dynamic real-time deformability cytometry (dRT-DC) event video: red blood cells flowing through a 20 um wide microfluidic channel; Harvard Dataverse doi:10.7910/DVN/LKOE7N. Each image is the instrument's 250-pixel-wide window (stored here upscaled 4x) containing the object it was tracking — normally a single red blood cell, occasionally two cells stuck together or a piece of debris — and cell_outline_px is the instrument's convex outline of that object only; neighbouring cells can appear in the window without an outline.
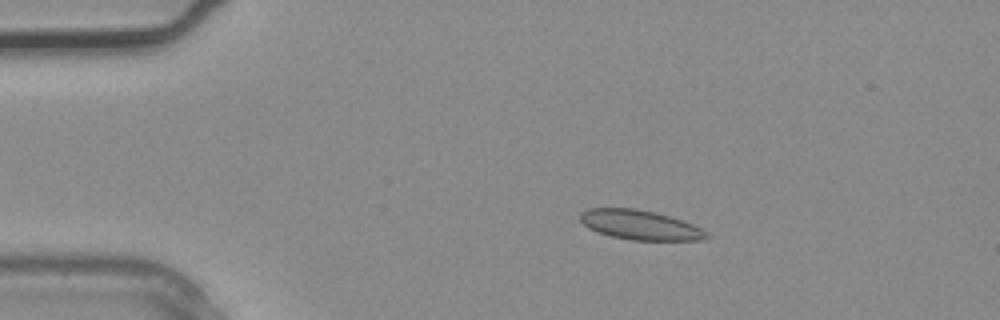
{"species": "common noctule bat (a hibernating species)", "species_latin": "Nyctalus noctula", "temperature_condition": "warm", "stored_images_in_passage": 2, "camera_frame_rate_fps": 3000, "um_per_image_px": 0.085, "animal": {"sex": "male", "body_mass_g": 20.4}, "frame": {"image": 1, "passage_image": 2, "time_ms": 0.333, "image_size_px": [1000, 320], "cell_outline_px": [[712, 236], [700, 240], [632, 240], [612, 236], [596, 232], [588, 228], [580, 220], [580, 212], [588, 208], [636, 208], [656, 212], [692, 224], [708, 232]], "centroid_in_image_um": [54.39, 19.12], "position_along_channel_um": 30.6, "area_um2": 21.79}}